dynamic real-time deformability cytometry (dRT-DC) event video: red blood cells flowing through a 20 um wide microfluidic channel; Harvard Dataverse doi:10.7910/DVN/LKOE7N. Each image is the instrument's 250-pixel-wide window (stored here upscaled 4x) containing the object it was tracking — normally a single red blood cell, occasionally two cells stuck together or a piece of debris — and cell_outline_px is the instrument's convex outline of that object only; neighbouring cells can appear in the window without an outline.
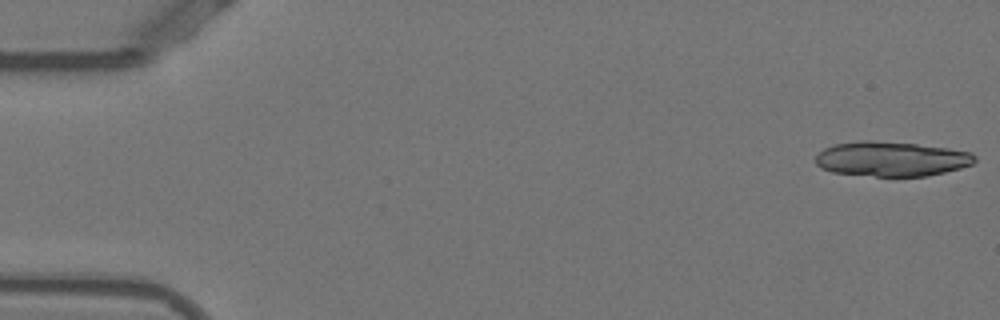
{"species": "Egyptian fruit bat (a non-hibernating species)", "species_latin": "Rousettus aegyptiacus", "temperature_condition": "warm", "stored_images_in_passage": 52, "camera_frame_rate_fps": 3000, "um_per_image_px": 0.085, "animal": {"sex": "female"}, "frame": {"image": 1, "passage_image": 1, "time_ms": 0.0, "image_size_px": [1000, 320], "cell_outline_px": [[976, 160], [972, 164], [960, 168], [928, 176], [876, 176], [832, 172], [820, 168], [816, 164], [816, 156], [824, 148], [836, 144], [860, 140], [872, 140], [916, 144], [948, 148], [972, 152], [976, 156]], "centroid_in_image_um": [75.78, 13.5], "position_along_channel_um": 9.2, "area_um2": 32.25}}
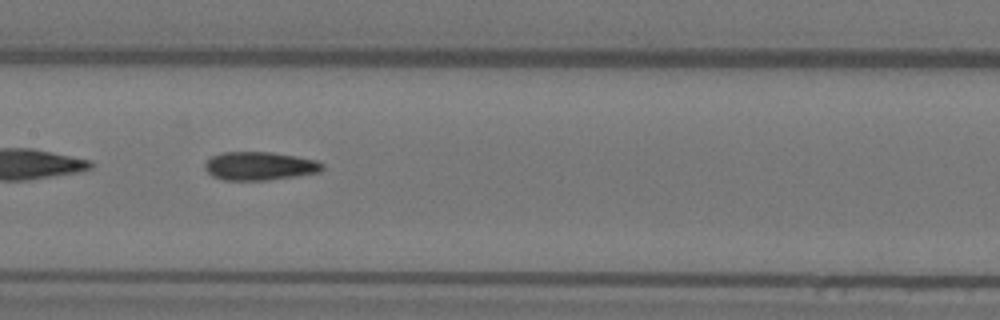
{"frame": {"image": 2, "passage_image": 26, "time_ms": 8.333, "image_size_px": [1000, 320], "cell_outline_px": [[324, 168], [320, 172], [296, 176], [268, 180], [224, 180], [212, 176], [204, 168], [204, 164], [212, 156], [224, 152], [272, 152], [296, 156], [316, 160], [324, 164]], "centroid_in_image_um": [22.08, 14.11], "position_along_channel_um": 185.3, "area_um2": 19.48}}
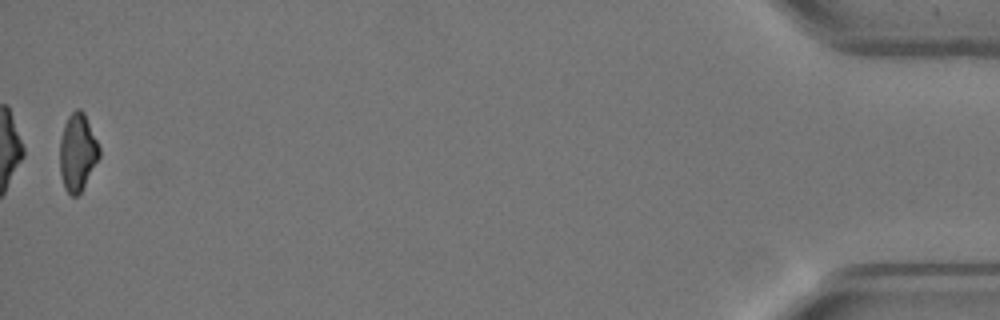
{"frame": {"image": 3, "passage_image": 52, "time_ms": 17.0, "image_size_px": [1000, 320], "cell_outline_px": [[100, 156], [80, 192], [76, 196], [72, 196], [64, 188], [60, 172], [60, 140], [64, 124], [68, 116], [76, 108], [80, 108], [84, 112], [100, 148]], "centroid_in_image_um": [6.58, 12.92], "position_along_channel_um": 428.6, "area_um2": 17.63}, "authors_computed_cell_mechanics": {"area_um2": 19.7676, "velocity_mm_per_s": 3.8831, "shape_relaxation_time_tau1_ms": 7.4655, "shape_relaxation_time_tau2_ms": 2.8733, "deformation_change_tau1": 0.2114, "deformation_change_tau2": 0.1078}}